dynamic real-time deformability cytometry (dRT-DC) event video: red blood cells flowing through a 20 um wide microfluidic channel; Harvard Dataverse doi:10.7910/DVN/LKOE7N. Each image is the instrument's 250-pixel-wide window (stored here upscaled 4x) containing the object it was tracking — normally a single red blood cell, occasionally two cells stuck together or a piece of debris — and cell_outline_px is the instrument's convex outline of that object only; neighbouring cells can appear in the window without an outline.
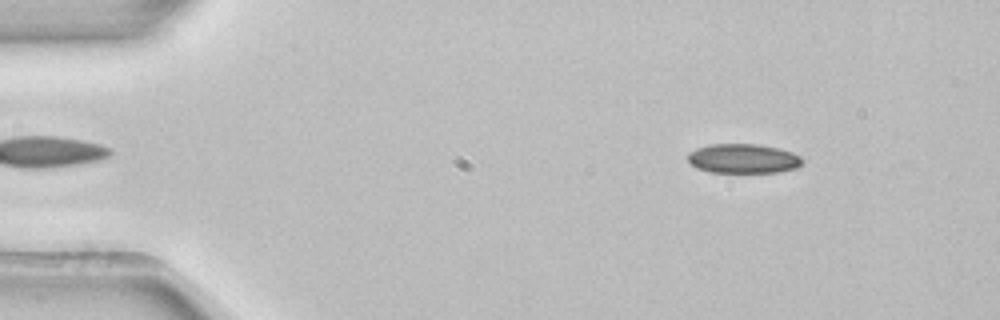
{"species": "common noctule bat (a hibernating species)", "species_latin": "Nyctalus noctula", "temperature_condition": "room temperature", "stored_images_in_passage": 3, "camera_frame_rate_fps": 3000, "um_per_image_px": 0.085, "animal": {"sex": "female", "body_mass_g": 22.7, "forearm_length_mm": 54.2}, "frame": {"image": 1, "passage_image": 1, "time_ms": 0.0, "image_size_px": [1000, 320], "cell_outline_px": [[800, 164], [796, 168], [776, 172], [712, 172], [696, 168], [688, 160], [688, 152], [696, 148], [712, 144], [756, 144], [776, 148], [792, 152], [800, 156]], "centroid_in_image_um": [63.13, 13.47], "position_along_channel_um": 21.9, "area_um2": 19.36}}
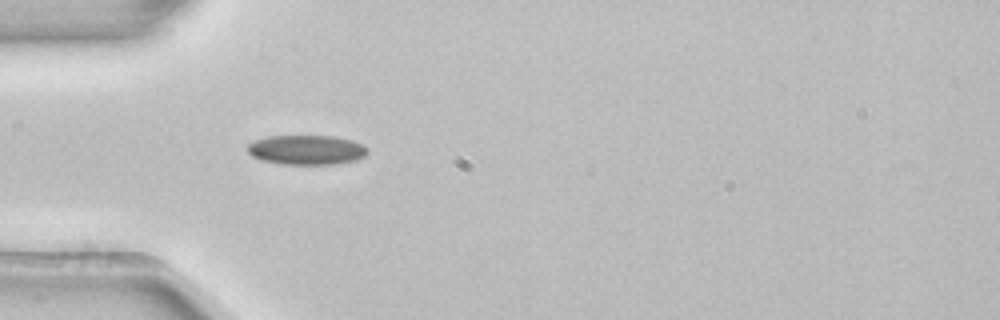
{"frame": {"image": 2, "passage_image": 3, "time_ms": 0.667, "image_size_px": [1000, 320], "cell_outline_px": [[368, 152], [364, 156], [356, 160], [332, 164], [284, 164], [264, 160], [252, 156], [248, 152], [248, 144], [256, 140], [268, 136], [332, 136], [352, 140], [368, 148]], "centroid_in_image_um": [26.07, 12.73], "position_along_channel_um": 58.9, "area_um2": 20.46}}